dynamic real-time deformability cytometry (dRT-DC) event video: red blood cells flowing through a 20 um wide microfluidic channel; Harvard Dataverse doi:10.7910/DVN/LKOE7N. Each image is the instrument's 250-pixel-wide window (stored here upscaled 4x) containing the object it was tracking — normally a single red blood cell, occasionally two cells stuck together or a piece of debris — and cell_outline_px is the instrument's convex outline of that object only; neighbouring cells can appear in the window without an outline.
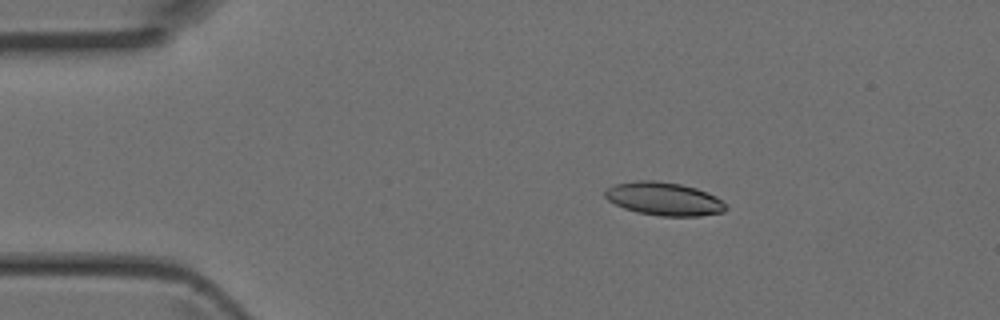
{"species": "Egyptian fruit bat (a non-hibernating species)", "species_latin": "Rousettus aegyptiacus", "temperature_condition": "room temperature", "stored_images_in_passage": 3, "camera_frame_rate_fps": 3000, "um_per_image_px": 0.085, "animal": {"sex": "female"}, "frame": {"image": 1, "passage_image": 1, "time_ms": 0.0, "image_size_px": [1000, 320], "cell_outline_px": [[728, 208], [724, 212], [700, 216], [660, 216], [636, 212], [624, 208], [608, 200], [604, 196], [604, 192], [612, 184], [636, 180], [656, 180], [680, 184], [696, 188], [716, 196], [728, 204]], "centroid_in_image_um": [56.45, 16.9], "position_along_channel_um": 28.5, "area_um2": 23.64}}
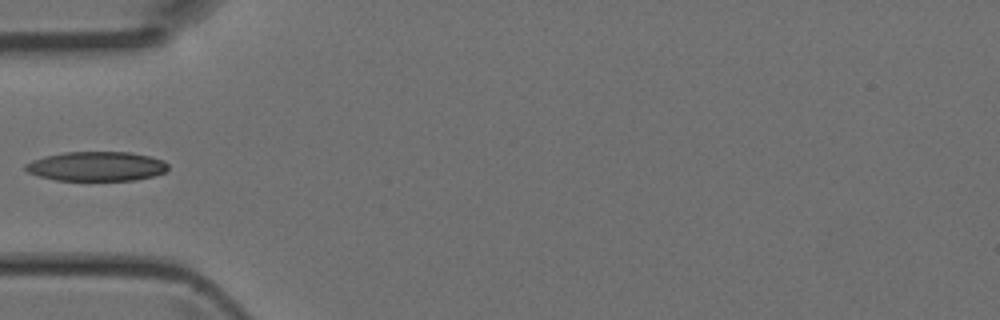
{"frame": {"image": 2, "passage_image": 3, "time_ms": 0.667, "image_size_px": [1000, 320], "cell_outline_px": [[168, 168], [164, 172], [152, 176], [136, 180], [56, 180], [40, 176], [28, 172], [24, 168], [24, 164], [32, 160], [44, 156], [64, 152], [132, 152], [152, 156], [164, 160], [168, 164]], "centroid_in_image_um": [8.22, 14.12], "position_along_channel_um": 76.8, "area_um2": 24.57}}